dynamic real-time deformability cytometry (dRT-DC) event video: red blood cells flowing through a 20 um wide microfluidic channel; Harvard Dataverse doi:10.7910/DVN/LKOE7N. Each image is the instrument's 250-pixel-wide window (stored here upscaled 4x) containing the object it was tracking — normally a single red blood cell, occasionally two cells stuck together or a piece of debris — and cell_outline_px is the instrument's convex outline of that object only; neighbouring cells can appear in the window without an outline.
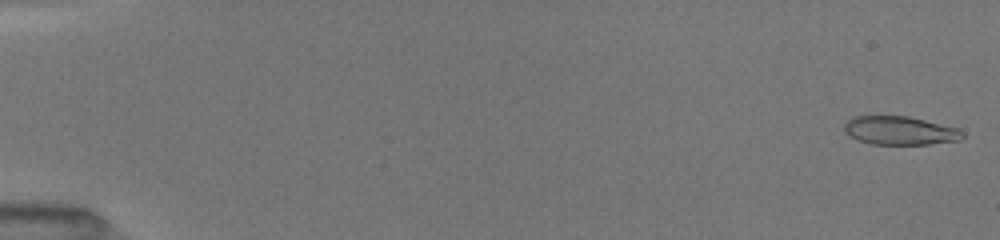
{"species": "common noctule bat (a hibernating species)", "species_latin": "Nyctalus noctula", "temperature_condition": "room temperature", "stored_images_in_passage": 11, "camera_frame_rate_fps": 3000, "um_per_image_px": 0.085, "animal": {"sex": "female", "body_mass_g": 19.5, "forearm_length_mm": 54.1}, "frame": {"image": 1, "passage_image": 1, "time_ms": 0.0, "image_size_px": [1000, 240], "cell_outline_px": [[964, 136], [960, 140], [928, 144], [872, 144], [856, 140], [844, 132], [844, 124], [852, 116], [908, 116], [956, 128], [964, 132]], "centroid_in_image_um": [76.45, 11.1], "position_along_channel_um": 8.6, "area_um2": 19.59}}
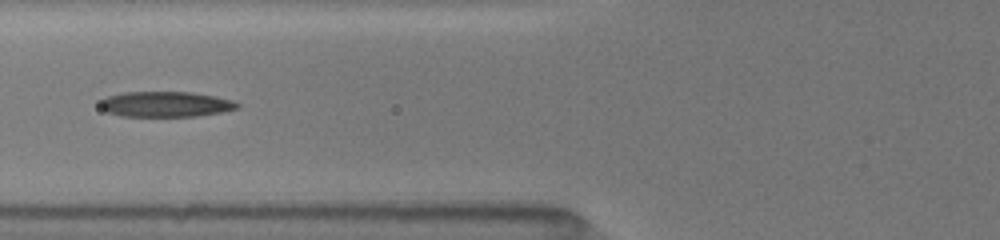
{"frame": {"image": 2, "passage_image": 8, "time_ms": 6.667, "image_size_px": [1000, 240], "cell_outline_px": [[240, 108], [220, 112], [196, 116], [120, 116], [108, 112], [100, 108], [100, 100], [104, 96], [124, 92], [192, 92], [216, 96], [232, 100], [240, 104]], "centroid_in_image_um": [14.06, 8.85], "position_along_channel_um": 111.7, "area_um2": 20.46}}
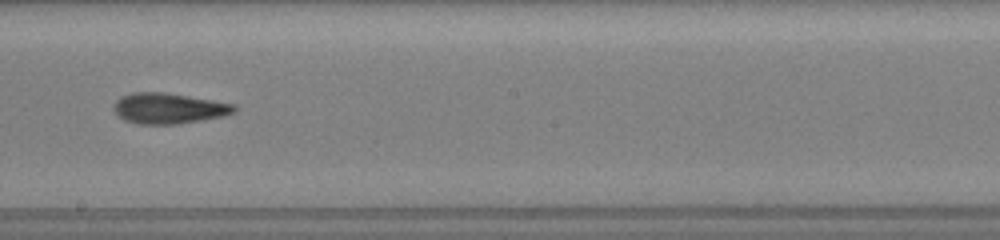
{"frame": {"image": 3, "passage_image": 11, "time_ms": 9.667, "image_size_px": [1000, 240], "cell_outline_px": [[236, 112], [224, 116], [176, 124], [140, 124], [124, 120], [116, 116], [112, 108], [112, 104], [120, 96], [132, 92], [164, 92], [236, 104]], "centroid_in_image_um": [14.29, 9.2], "position_along_channel_um": 233.9, "area_um2": 21.73}}